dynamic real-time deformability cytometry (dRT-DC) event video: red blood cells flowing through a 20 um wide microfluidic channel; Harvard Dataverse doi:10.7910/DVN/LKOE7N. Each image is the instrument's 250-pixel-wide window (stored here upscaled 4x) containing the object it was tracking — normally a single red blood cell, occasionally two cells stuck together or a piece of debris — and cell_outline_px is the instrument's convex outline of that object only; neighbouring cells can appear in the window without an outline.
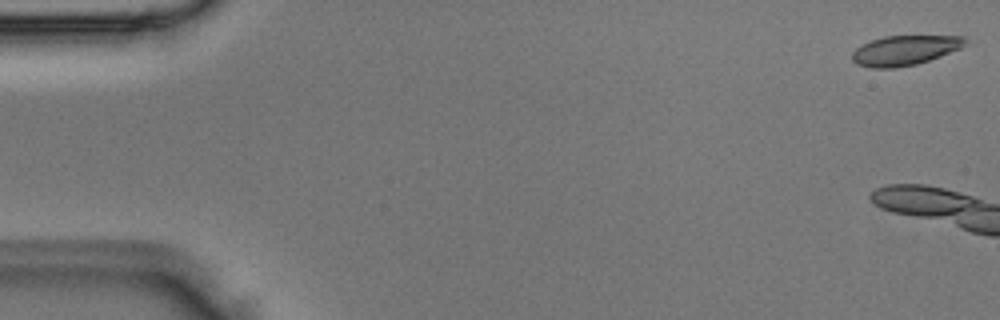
{"species": "Egyptian fruit bat (a non-hibernating species)", "species_latin": "Rousettus aegyptiacus", "temperature_condition": "room temperature", "stored_images_in_passage": 5, "camera_frame_rate_fps": 3000, "um_per_image_px": 0.085, "animal": {"sex": "male"}, "frame": {"image": 1, "passage_image": 1, "time_ms": 0.0, "image_size_px": [1000, 320], "cell_outline_px": [[968, 40], [960, 48], [940, 56], [916, 64], [892, 68], [872, 68], [856, 64], [852, 60], [852, 52], [856, 48], [872, 40], [884, 36], [964, 36]], "centroid_in_image_um": [76.88, 4.28], "position_along_channel_um": 8.1, "area_um2": 19.42}}
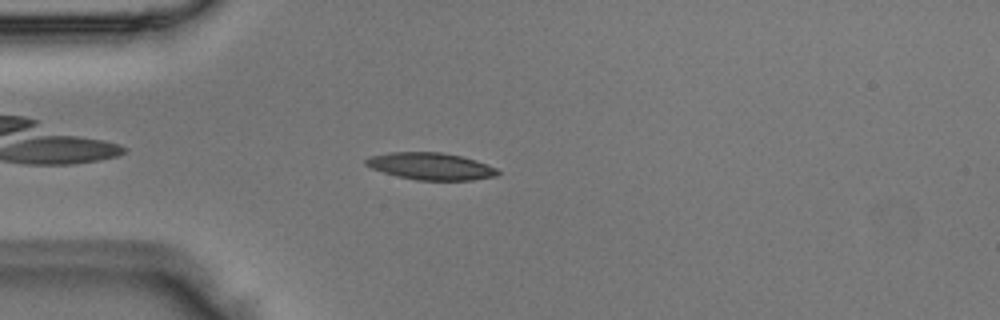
{"frame": {"image": 2, "passage_image": 5, "time_ms": 1.333, "image_size_px": [1000, 320], "cell_outline_px": [[500, 172], [496, 176], [472, 180], [416, 180], [396, 176], [372, 168], [364, 164], [364, 160], [368, 156], [388, 152], [440, 152], [460, 156], [476, 160], [496, 168]], "centroid_in_image_um": [36.58, 14.13], "position_along_channel_um": 48.4, "area_um2": 20.81}}